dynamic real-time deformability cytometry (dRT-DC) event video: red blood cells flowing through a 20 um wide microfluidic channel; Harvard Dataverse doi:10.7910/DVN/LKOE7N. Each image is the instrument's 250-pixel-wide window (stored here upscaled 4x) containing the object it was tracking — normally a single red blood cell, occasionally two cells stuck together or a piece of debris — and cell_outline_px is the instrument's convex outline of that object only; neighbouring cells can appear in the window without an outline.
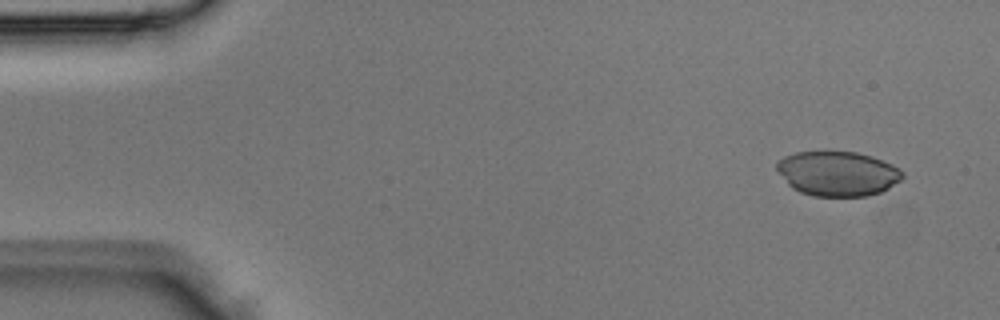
{"species": "Egyptian fruit bat (a non-hibernating species)", "species_latin": "Rousettus aegyptiacus", "temperature_condition": "room temperature", "stored_images_in_passage": 5, "segment_of_instrument_passage": [2, 2], "camera_frame_rate_fps": 3000, "um_per_image_px": 0.085, "animal": {"sex": "male"}, "frame": {"image": 1, "passage_image": 5, "time_ms": 1.333, "image_size_px": [1000, 320], "cell_outline_px": [[904, 176], [900, 180], [888, 188], [880, 192], [868, 196], [812, 196], [800, 192], [792, 188], [788, 184], [776, 168], [776, 164], [784, 156], [796, 152], [856, 152], [872, 156], [892, 164], [900, 168], [904, 172]], "centroid_in_image_um": [71.22, 14.76], "position_along_channel_um": 13.8, "area_um2": 32.71}}